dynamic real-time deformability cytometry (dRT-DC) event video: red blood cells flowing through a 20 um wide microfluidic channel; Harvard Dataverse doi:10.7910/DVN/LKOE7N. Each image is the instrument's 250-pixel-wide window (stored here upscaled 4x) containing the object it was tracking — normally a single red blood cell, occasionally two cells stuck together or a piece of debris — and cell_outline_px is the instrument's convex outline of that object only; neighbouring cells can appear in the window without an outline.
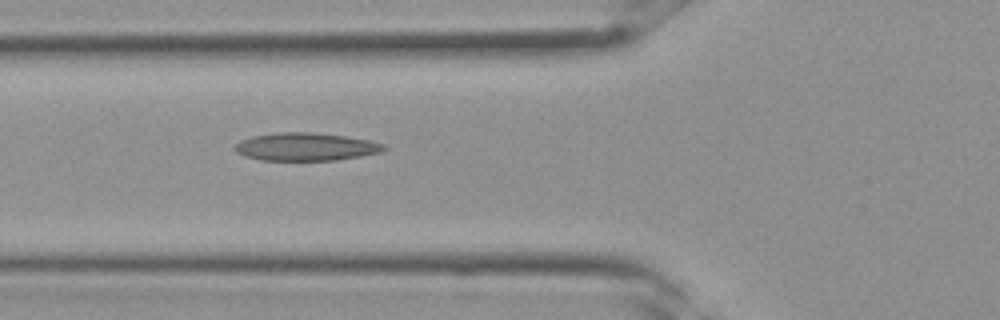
{"species": "Egyptian fruit bat (a non-hibernating species)", "species_latin": "Rousettus aegyptiacus", "temperature_condition": "room temperature", "stored_images_in_passage": 12, "camera_frame_rate_fps": 3000, "um_per_image_px": 0.085, "frame": {"image": 1, "passage_image": 12, "time_ms": 3.667, "image_size_px": [1000, 320], "cell_outline_px": [[388, 148], [380, 152], [360, 156], [336, 160], [260, 160], [244, 156], [236, 152], [232, 148], [240, 140], [252, 136], [276, 132], [312, 132], [344, 136], [368, 140], [384, 144]], "centroid_in_image_um": [25.95, 12.47], "position_along_channel_um": 99.9, "area_um2": 24.28}}